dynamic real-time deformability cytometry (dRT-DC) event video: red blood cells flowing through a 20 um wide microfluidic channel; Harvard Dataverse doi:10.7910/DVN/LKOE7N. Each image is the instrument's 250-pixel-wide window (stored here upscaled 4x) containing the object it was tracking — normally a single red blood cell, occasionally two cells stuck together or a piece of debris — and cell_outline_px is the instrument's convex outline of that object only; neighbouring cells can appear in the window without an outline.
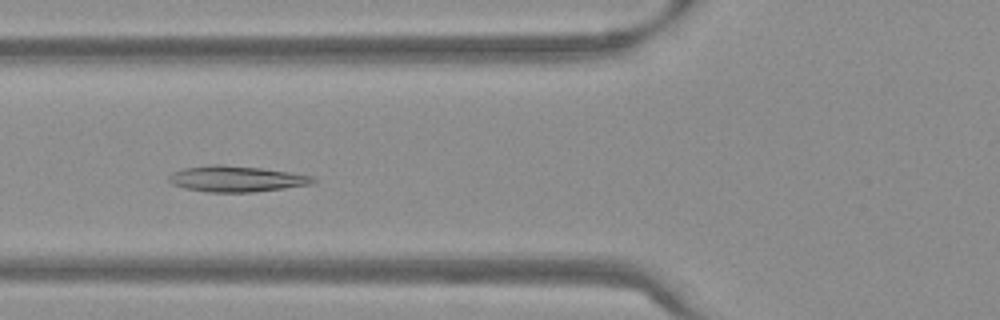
{"species": "Egyptian fruit bat (a non-hibernating species)", "species_latin": "Rousettus aegyptiacus", "temperature_condition": "warm", "stored_images_in_passage": 53, "camera_frame_rate_fps": 3000, "um_per_image_px": 0.085, "frame": {"image": 1, "passage_image": 20, "time_ms": 6.333, "image_size_px": [1000, 320], "cell_outline_px": [[316, 180], [312, 184], [256, 192], [208, 192], [184, 188], [172, 184], [168, 180], [168, 176], [172, 172], [184, 168], [212, 164], [224, 164], [260, 168], [288, 172], [312, 176]], "centroid_in_image_um": [20.05, 15.2], "position_along_channel_um": 105.7, "area_um2": 21.79}}
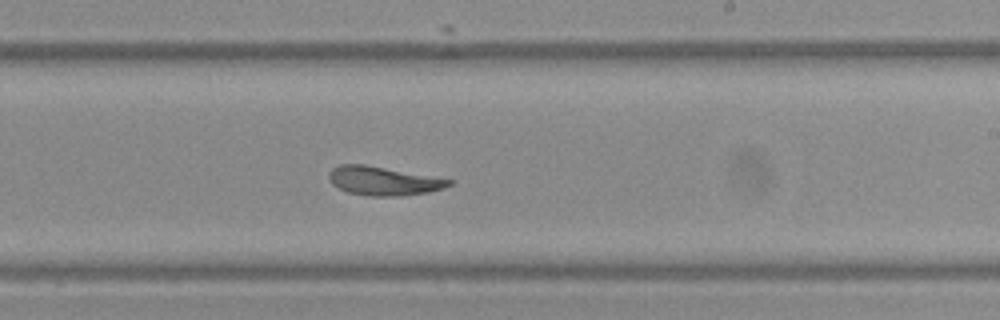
{"frame": {"image": 2, "passage_image": 32, "time_ms": 10.333, "image_size_px": [1000, 320], "cell_outline_px": [[452, 184], [444, 188], [428, 192], [400, 196], [368, 196], [348, 192], [332, 184], [328, 176], [328, 172], [332, 168], [340, 164], [364, 164], [452, 180]], "centroid_in_image_um": [32.55, 15.38], "position_along_channel_um": 256.5, "area_um2": 19.94}}
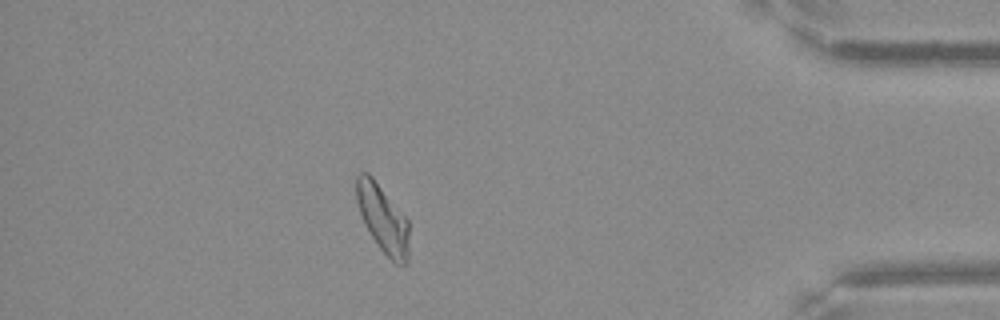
{"frame": {"image": 3, "passage_image": 47, "time_ms": 15.333, "image_size_px": [1000, 320], "cell_outline_px": [[408, 260], [404, 264], [396, 264], [380, 248], [364, 224], [356, 200], [356, 176], [360, 172], [368, 172], [372, 176], [408, 220]], "centroid_in_image_um": [32.52, 18.56], "position_along_channel_um": 402.7, "area_um2": 20.46}, "authors_computed_cell_mechanics": {"area_um2": 21.386, "velocity_mm_per_s": 3.7667, "shape_relaxation_time_tau1_ms": 8.8158, "shape_relaxation_time_tau2_ms": 2.0981, "deformation_change_tau1": 0.1808, "deformation_change_tau2": 0.0735}}